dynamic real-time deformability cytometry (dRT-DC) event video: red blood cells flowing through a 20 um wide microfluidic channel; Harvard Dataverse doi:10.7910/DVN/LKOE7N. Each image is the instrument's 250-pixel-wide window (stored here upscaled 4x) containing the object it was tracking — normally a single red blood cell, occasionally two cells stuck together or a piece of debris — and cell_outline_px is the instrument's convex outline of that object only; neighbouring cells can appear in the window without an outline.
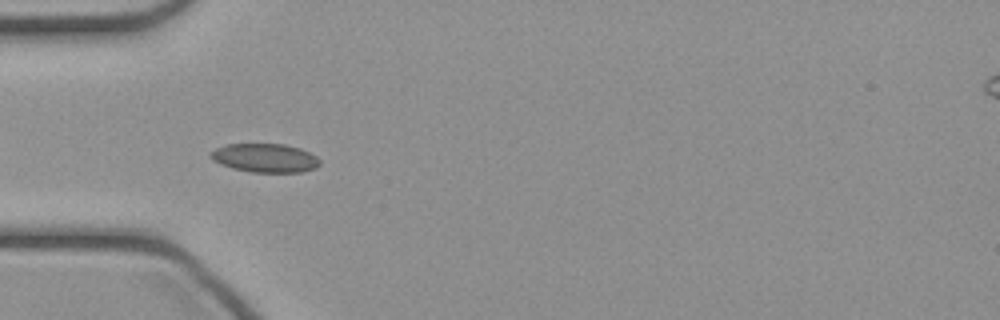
{"species": "common noctule bat (a hibernating species)", "species_latin": "Nyctalus noctula", "temperature_condition": "cold", "stored_images_in_passage": 36, "camera_frame_rate_fps": 3000, "um_per_image_px": 0.085, "animal": {"sex": "female", "body_mass_g": 21.9}, "frame": {"image": 1, "passage_image": 4, "time_ms": 1.0, "image_size_px": [1000, 320], "cell_outline_px": [[320, 164], [316, 168], [300, 172], [252, 172], [232, 168], [220, 164], [212, 160], [208, 156], [216, 148], [228, 144], [284, 144], [300, 148], [316, 156], [320, 160]], "centroid_in_image_um": [22.52, 13.43], "position_along_channel_um": 62.5, "area_um2": 18.26}}
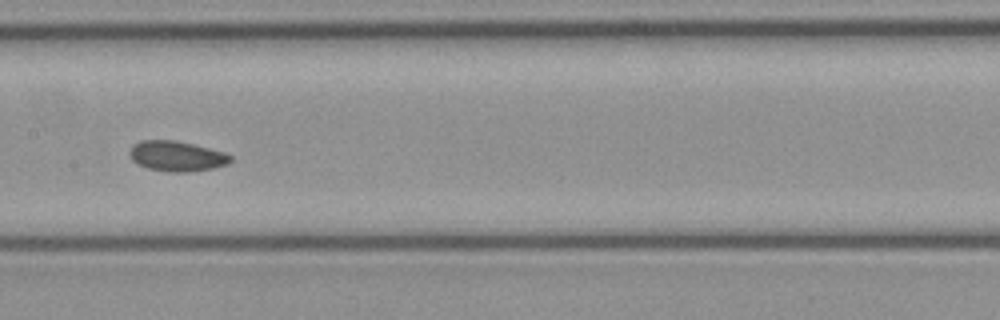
{"frame": {"image": 2, "passage_image": 13, "time_ms": 4.0, "image_size_px": [1000, 320], "cell_outline_px": [[232, 160], [228, 164], [212, 168], [188, 172], [168, 172], [148, 168], [132, 160], [128, 152], [132, 144], [140, 140], [176, 140], [224, 152], [232, 156]], "centroid_in_image_um": [15.0, 13.26], "position_along_channel_um": 192.4, "area_um2": 17.8}}
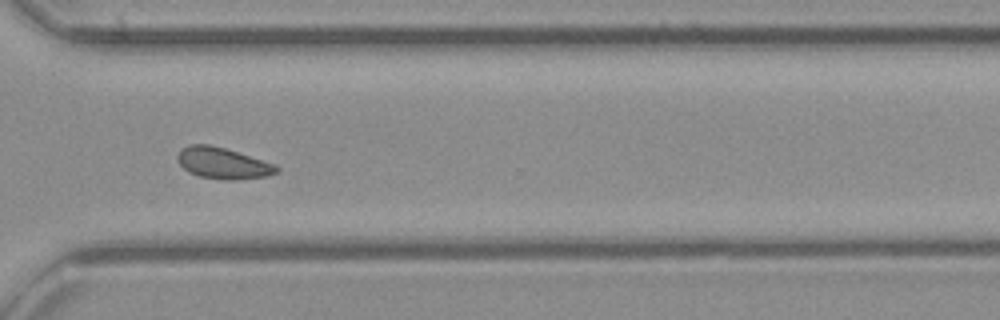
{"frame": {"image": 3, "passage_image": 24, "time_ms": 7.667, "image_size_px": [1000, 320], "cell_outline_px": [[280, 168], [276, 172], [268, 176], [240, 180], [228, 180], [200, 176], [188, 172], [176, 160], [176, 156], [180, 148], [188, 144], [208, 144], [224, 148], [276, 164]], "centroid_in_image_um": [18.92, 13.87], "position_along_channel_um": 351.7, "area_um2": 18.15}}